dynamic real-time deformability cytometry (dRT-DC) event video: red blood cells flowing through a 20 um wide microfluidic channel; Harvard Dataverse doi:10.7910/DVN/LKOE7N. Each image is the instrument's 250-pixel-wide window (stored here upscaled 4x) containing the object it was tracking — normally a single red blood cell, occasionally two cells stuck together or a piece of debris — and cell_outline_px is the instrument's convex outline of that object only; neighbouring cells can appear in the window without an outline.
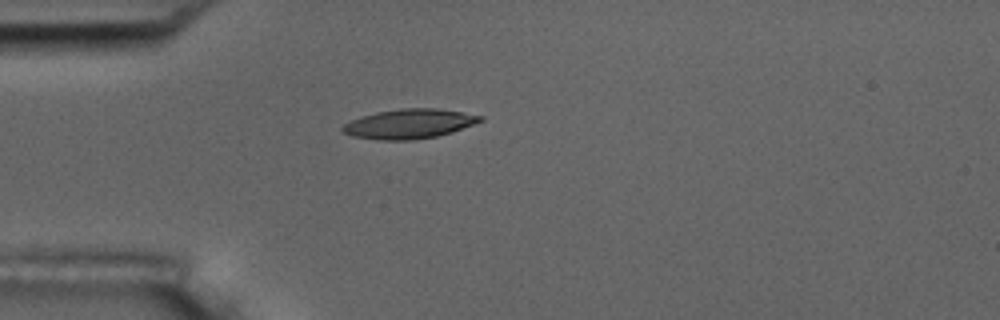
{"species": "common noctule bat (a hibernating species)", "species_latin": "Nyctalus noctula", "temperature_condition": "room temperature", "stored_images_in_passage": 41, "camera_frame_rate_fps": 3000, "um_per_image_px": 0.085, "animal": {"sex": "male", "body_mass_g": 17.5, "forearm_length_mm": 52.3}, "frame": {"image": 1, "passage_image": 1, "time_ms": 0.0, "image_size_px": [1000, 320], "cell_outline_px": [[484, 120], [452, 132], [436, 136], [412, 140], [376, 140], [352, 136], [340, 132], [340, 128], [344, 124], [360, 116], [376, 112], [404, 108], [436, 108], [484, 116]], "centroid_in_image_um": [34.74, 10.53], "position_along_channel_um": 50.3, "area_um2": 23.76}}
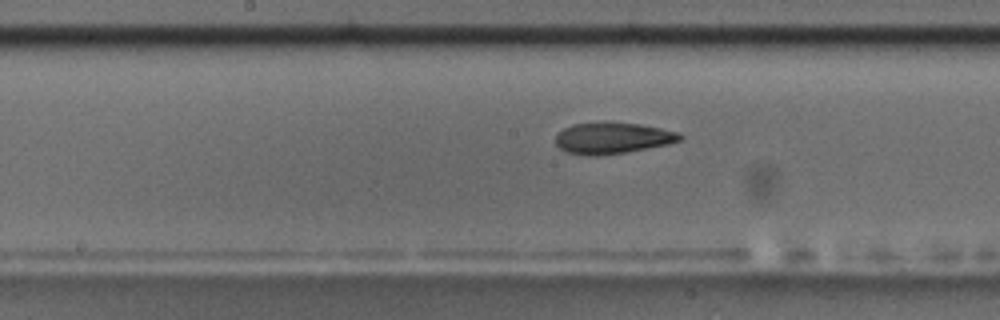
{"frame": {"image": 2, "passage_image": 14, "time_ms": 4.333, "image_size_px": [1000, 320], "cell_outline_px": [[684, 136], [680, 140], [668, 144], [624, 152], [600, 156], [588, 156], [568, 152], [560, 148], [556, 144], [556, 132], [572, 124], [604, 120], [640, 124], [680, 132]], "centroid_in_image_um": [52.04, 11.7], "position_along_channel_um": 196.2, "area_um2": 23.12}}
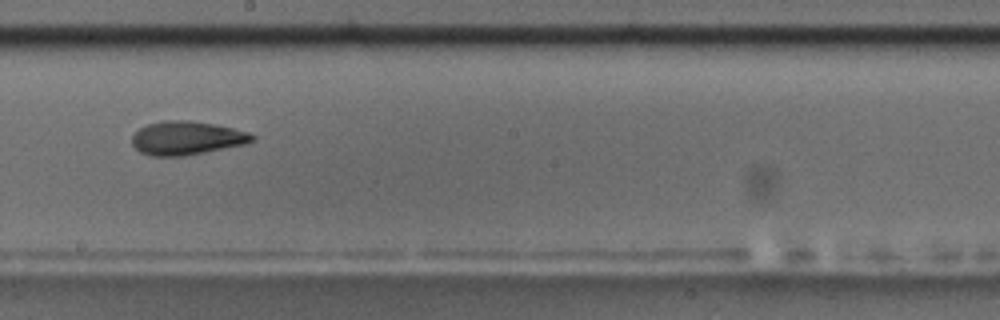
{"frame": {"image": 3, "passage_image": 17, "time_ms": 5.333, "image_size_px": [1000, 320], "cell_outline_px": [[256, 136], [252, 140], [244, 144], [184, 156], [152, 156], [140, 152], [132, 144], [132, 136], [140, 128], [148, 124], [164, 120], [192, 120], [232, 128], [248, 132]], "centroid_in_image_um": [15.84, 11.73], "position_along_channel_um": 232.4, "area_um2": 23.29}, "authors_computed_cell_mechanics": {"area_um2": 23.1778, "velocity_mm_per_s": 3.6324, "shape_relaxation_time_tau1_ms": 7.6117, "shape_relaxation_time_tau2_ms": 3.2002, "deformation_change_tau1": 0.2092, "deformation_change_tau2": 0.0901}}